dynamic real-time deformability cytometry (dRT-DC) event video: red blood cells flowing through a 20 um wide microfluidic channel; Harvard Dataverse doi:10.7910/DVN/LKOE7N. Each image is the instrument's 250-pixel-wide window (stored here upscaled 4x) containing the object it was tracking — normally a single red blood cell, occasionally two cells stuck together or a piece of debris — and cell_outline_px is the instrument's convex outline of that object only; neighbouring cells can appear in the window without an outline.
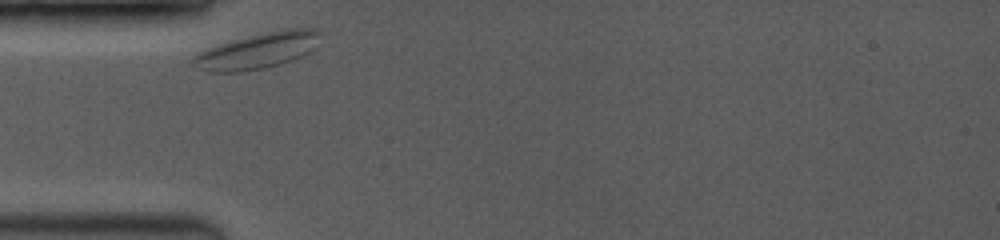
{"species": "common noctule bat (a hibernating species)", "species_latin": "Nyctalus noctula", "temperature_condition": "room temperature", "stored_images_in_passage": 45, "camera_frame_rate_fps": 3500, "um_per_image_px": 0.085, "animal": {"sex": "female", "body_mass_g": 19.0, "forearm_length_mm": 53.3}, "frame": {"image": 1, "passage_image": 1, "time_ms": 0.0, "image_size_px": [1000, 240], "cell_outline_px": [[320, 32], [312, 48], [308, 52], [292, 60], [280, 64], [264, 68], [240, 72], [208, 72], [196, 68], [188, 60], [196, 52], [232, 40], [248, 36], [288, 28], [316, 28]], "centroid_in_image_um": [21.79, 4.33], "position_along_channel_um": 63.2, "area_um2": 26.41}}
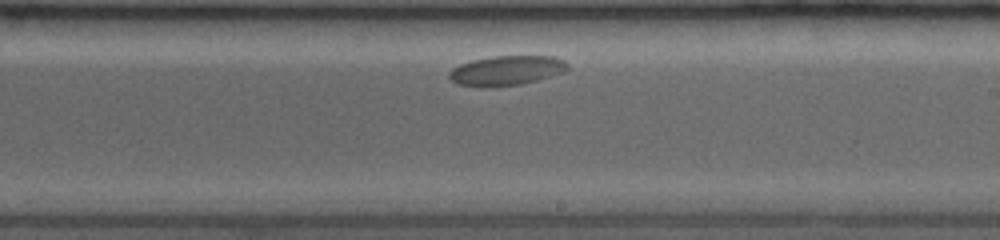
{"frame": {"image": 2, "passage_image": 25, "time_ms": 5.429, "image_size_px": [1000, 240], "cell_outline_px": [[568, 68], [564, 72], [536, 80], [520, 84], [484, 88], [480, 88], [456, 84], [448, 76], [448, 72], [452, 68], [460, 64], [472, 60], [492, 56], [556, 56], [564, 60], [568, 64]], "centroid_in_image_um": [43.01, 6.0], "position_along_channel_um": 246.0, "area_um2": 20.69}}
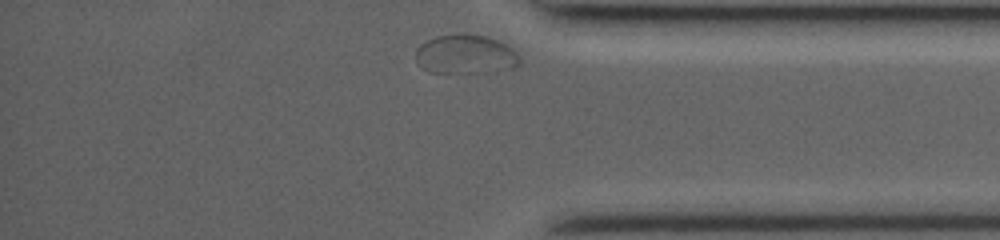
{"frame": {"image": 3, "passage_image": 44, "time_ms": 9.714, "image_size_px": [1000, 240], "cell_outline_px": [[520, 64], [512, 68], [504, 68], [416, 64], [416, 48], [420, 44], [436, 36], [488, 36], [508, 44], [520, 56]], "centroid_in_image_um": [39.7, 4.45], "position_along_channel_um": 395.5, "area_um2": 20.11}}